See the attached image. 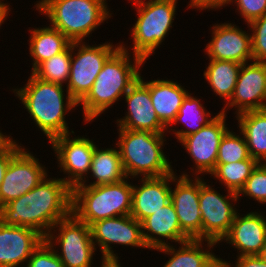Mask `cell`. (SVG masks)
<instances>
[{
	"label": "cell",
	"instance_id": "obj_1",
	"mask_svg": "<svg viewBox=\"0 0 266 267\" xmlns=\"http://www.w3.org/2000/svg\"><path fill=\"white\" fill-rule=\"evenodd\" d=\"M72 213V189L61 178L45 177L36 187L0 208L5 225L26 226L44 237Z\"/></svg>",
	"mask_w": 266,
	"mask_h": 267
},
{
	"label": "cell",
	"instance_id": "obj_2",
	"mask_svg": "<svg viewBox=\"0 0 266 267\" xmlns=\"http://www.w3.org/2000/svg\"><path fill=\"white\" fill-rule=\"evenodd\" d=\"M121 43L103 64L88 94L78 103V106L82 105L86 123L93 122L119 101L139 79L140 67L145 64V61L133 54L132 58L129 53L131 50L125 47L124 42Z\"/></svg>",
	"mask_w": 266,
	"mask_h": 267
},
{
	"label": "cell",
	"instance_id": "obj_3",
	"mask_svg": "<svg viewBox=\"0 0 266 267\" xmlns=\"http://www.w3.org/2000/svg\"><path fill=\"white\" fill-rule=\"evenodd\" d=\"M63 88V85L40 80L31 73L24 87L13 89L14 95L21 100L31 119L49 142L57 136L74 133L73 130H68L65 115L74 110L78 103Z\"/></svg>",
	"mask_w": 266,
	"mask_h": 267
},
{
	"label": "cell",
	"instance_id": "obj_4",
	"mask_svg": "<svg viewBox=\"0 0 266 267\" xmlns=\"http://www.w3.org/2000/svg\"><path fill=\"white\" fill-rule=\"evenodd\" d=\"M117 130L119 138L116 146L128 178L160 177L174 172L163 151L166 134L120 127Z\"/></svg>",
	"mask_w": 266,
	"mask_h": 267
},
{
	"label": "cell",
	"instance_id": "obj_5",
	"mask_svg": "<svg viewBox=\"0 0 266 267\" xmlns=\"http://www.w3.org/2000/svg\"><path fill=\"white\" fill-rule=\"evenodd\" d=\"M106 0H39L35 4L52 27L71 42H83L101 23L112 17Z\"/></svg>",
	"mask_w": 266,
	"mask_h": 267
},
{
	"label": "cell",
	"instance_id": "obj_6",
	"mask_svg": "<svg viewBox=\"0 0 266 267\" xmlns=\"http://www.w3.org/2000/svg\"><path fill=\"white\" fill-rule=\"evenodd\" d=\"M128 179L98 186H75L72 189V213L88 226L102 219L130 215L132 184Z\"/></svg>",
	"mask_w": 266,
	"mask_h": 267
},
{
	"label": "cell",
	"instance_id": "obj_7",
	"mask_svg": "<svg viewBox=\"0 0 266 267\" xmlns=\"http://www.w3.org/2000/svg\"><path fill=\"white\" fill-rule=\"evenodd\" d=\"M129 1V0H128ZM138 18L131 29L133 55L148 60L165 40L177 12V0H130ZM145 1V2H144Z\"/></svg>",
	"mask_w": 266,
	"mask_h": 267
},
{
	"label": "cell",
	"instance_id": "obj_8",
	"mask_svg": "<svg viewBox=\"0 0 266 267\" xmlns=\"http://www.w3.org/2000/svg\"><path fill=\"white\" fill-rule=\"evenodd\" d=\"M52 230L55 234L59 230L58 234L54 235ZM45 240L53 248H56V244L61 248L62 252L54 250L64 267H91L93 264V255L97 249L92 241L90 226L73 213L59 220L45 236Z\"/></svg>",
	"mask_w": 266,
	"mask_h": 267
},
{
	"label": "cell",
	"instance_id": "obj_9",
	"mask_svg": "<svg viewBox=\"0 0 266 267\" xmlns=\"http://www.w3.org/2000/svg\"><path fill=\"white\" fill-rule=\"evenodd\" d=\"M119 47L120 44L115 46L110 42L96 46L85 41L72 42L70 76L66 87L76 103L88 94L103 64Z\"/></svg>",
	"mask_w": 266,
	"mask_h": 267
},
{
	"label": "cell",
	"instance_id": "obj_10",
	"mask_svg": "<svg viewBox=\"0 0 266 267\" xmlns=\"http://www.w3.org/2000/svg\"><path fill=\"white\" fill-rule=\"evenodd\" d=\"M227 194L221 195L199 176L202 240H210L219 244L229 233L238 212L233 202L237 203L239 196L238 193L230 190H227Z\"/></svg>",
	"mask_w": 266,
	"mask_h": 267
},
{
	"label": "cell",
	"instance_id": "obj_11",
	"mask_svg": "<svg viewBox=\"0 0 266 267\" xmlns=\"http://www.w3.org/2000/svg\"><path fill=\"white\" fill-rule=\"evenodd\" d=\"M92 241L102 253L104 263H119V256L114 253L113 244L148 248L142 235V224L131 215L102 219L90 225ZM112 244V245H111Z\"/></svg>",
	"mask_w": 266,
	"mask_h": 267
},
{
	"label": "cell",
	"instance_id": "obj_12",
	"mask_svg": "<svg viewBox=\"0 0 266 267\" xmlns=\"http://www.w3.org/2000/svg\"><path fill=\"white\" fill-rule=\"evenodd\" d=\"M226 117V113L218 112L199 131L179 141L195 163L193 166L196 167L191 169L194 176L207 175L215 169L220 141L229 130L225 122Z\"/></svg>",
	"mask_w": 266,
	"mask_h": 267
},
{
	"label": "cell",
	"instance_id": "obj_13",
	"mask_svg": "<svg viewBox=\"0 0 266 267\" xmlns=\"http://www.w3.org/2000/svg\"><path fill=\"white\" fill-rule=\"evenodd\" d=\"M71 133L57 136L50 141L59 167L68 177L61 178L71 189L88 182L91 160L95 147L93 140L81 136L70 139ZM87 179H86V177ZM87 180V181H86Z\"/></svg>",
	"mask_w": 266,
	"mask_h": 267
},
{
	"label": "cell",
	"instance_id": "obj_14",
	"mask_svg": "<svg viewBox=\"0 0 266 267\" xmlns=\"http://www.w3.org/2000/svg\"><path fill=\"white\" fill-rule=\"evenodd\" d=\"M42 165L25 147L11 158L0 186V208L26 194L48 177Z\"/></svg>",
	"mask_w": 266,
	"mask_h": 267
},
{
	"label": "cell",
	"instance_id": "obj_15",
	"mask_svg": "<svg viewBox=\"0 0 266 267\" xmlns=\"http://www.w3.org/2000/svg\"><path fill=\"white\" fill-rule=\"evenodd\" d=\"M226 108H235L236 115L266 109V63L253 61L241 65L233 96L221 112L228 111Z\"/></svg>",
	"mask_w": 266,
	"mask_h": 267
},
{
	"label": "cell",
	"instance_id": "obj_16",
	"mask_svg": "<svg viewBox=\"0 0 266 267\" xmlns=\"http://www.w3.org/2000/svg\"><path fill=\"white\" fill-rule=\"evenodd\" d=\"M123 98H125L128 110L123 118L117 119L118 127L129 130L150 131L156 134L170 133L156 114L149 88L144 83L141 74Z\"/></svg>",
	"mask_w": 266,
	"mask_h": 267
},
{
	"label": "cell",
	"instance_id": "obj_17",
	"mask_svg": "<svg viewBox=\"0 0 266 267\" xmlns=\"http://www.w3.org/2000/svg\"><path fill=\"white\" fill-rule=\"evenodd\" d=\"M212 39L205 47L209 59L245 64L253 61L251 34L232 23L214 24Z\"/></svg>",
	"mask_w": 266,
	"mask_h": 267
},
{
	"label": "cell",
	"instance_id": "obj_18",
	"mask_svg": "<svg viewBox=\"0 0 266 267\" xmlns=\"http://www.w3.org/2000/svg\"><path fill=\"white\" fill-rule=\"evenodd\" d=\"M188 173L176 175L174 190L171 188V202L174 205L181 230L190 239L202 240V220L199 209V177ZM194 179V180H193Z\"/></svg>",
	"mask_w": 266,
	"mask_h": 267
},
{
	"label": "cell",
	"instance_id": "obj_19",
	"mask_svg": "<svg viewBox=\"0 0 266 267\" xmlns=\"http://www.w3.org/2000/svg\"><path fill=\"white\" fill-rule=\"evenodd\" d=\"M44 239L33 228L0 221V267H21Z\"/></svg>",
	"mask_w": 266,
	"mask_h": 267
},
{
	"label": "cell",
	"instance_id": "obj_20",
	"mask_svg": "<svg viewBox=\"0 0 266 267\" xmlns=\"http://www.w3.org/2000/svg\"><path fill=\"white\" fill-rule=\"evenodd\" d=\"M176 172L160 177L141 178L139 186L132 183L131 216L138 222L171 201L170 183L176 182ZM170 182V183H169Z\"/></svg>",
	"mask_w": 266,
	"mask_h": 267
},
{
	"label": "cell",
	"instance_id": "obj_21",
	"mask_svg": "<svg viewBox=\"0 0 266 267\" xmlns=\"http://www.w3.org/2000/svg\"><path fill=\"white\" fill-rule=\"evenodd\" d=\"M223 240L237 248L238 256L259 255L266 240V216L256 211L244 216L237 212Z\"/></svg>",
	"mask_w": 266,
	"mask_h": 267
},
{
	"label": "cell",
	"instance_id": "obj_22",
	"mask_svg": "<svg viewBox=\"0 0 266 267\" xmlns=\"http://www.w3.org/2000/svg\"><path fill=\"white\" fill-rule=\"evenodd\" d=\"M141 224L144 242L148 249L151 250L170 245L168 240L178 244L190 240L180 228L178 217L171 201L146 217Z\"/></svg>",
	"mask_w": 266,
	"mask_h": 267
},
{
	"label": "cell",
	"instance_id": "obj_23",
	"mask_svg": "<svg viewBox=\"0 0 266 267\" xmlns=\"http://www.w3.org/2000/svg\"><path fill=\"white\" fill-rule=\"evenodd\" d=\"M144 83L149 88L151 101L159 120L170 130L189 92L177 81L157 79Z\"/></svg>",
	"mask_w": 266,
	"mask_h": 267
},
{
	"label": "cell",
	"instance_id": "obj_24",
	"mask_svg": "<svg viewBox=\"0 0 266 267\" xmlns=\"http://www.w3.org/2000/svg\"><path fill=\"white\" fill-rule=\"evenodd\" d=\"M203 241L207 243L206 249L202 246ZM216 244L218 243L210 240L190 239L180 243L178 249L170 244L154 250L170 255L163 267H211L219 259L210 252Z\"/></svg>",
	"mask_w": 266,
	"mask_h": 267
},
{
	"label": "cell",
	"instance_id": "obj_25",
	"mask_svg": "<svg viewBox=\"0 0 266 267\" xmlns=\"http://www.w3.org/2000/svg\"><path fill=\"white\" fill-rule=\"evenodd\" d=\"M251 158L258 163L266 161V109L242 112L235 116Z\"/></svg>",
	"mask_w": 266,
	"mask_h": 267
},
{
	"label": "cell",
	"instance_id": "obj_26",
	"mask_svg": "<svg viewBox=\"0 0 266 267\" xmlns=\"http://www.w3.org/2000/svg\"><path fill=\"white\" fill-rule=\"evenodd\" d=\"M99 146H96L92 155L91 160V168H90V176L95 179L94 182H90L89 184L81 183L79 185L86 186H98L104 184H113L118 183L124 179H127L125 174L122 160L120 157V152L118 147L115 149L106 148L99 149Z\"/></svg>",
	"mask_w": 266,
	"mask_h": 267
},
{
	"label": "cell",
	"instance_id": "obj_27",
	"mask_svg": "<svg viewBox=\"0 0 266 267\" xmlns=\"http://www.w3.org/2000/svg\"><path fill=\"white\" fill-rule=\"evenodd\" d=\"M29 54L32 60L31 72L42 62L63 52L71 41L52 26L29 30Z\"/></svg>",
	"mask_w": 266,
	"mask_h": 267
},
{
	"label": "cell",
	"instance_id": "obj_28",
	"mask_svg": "<svg viewBox=\"0 0 266 267\" xmlns=\"http://www.w3.org/2000/svg\"><path fill=\"white\" fill-rule=\"evenodd\" d=\"M241 65L233 61L209 59L208 67L203 73L210 89L224 98L226 104L233 96Z\"/></svg>",
	"mask_w": 266,
	"mask_h": 267
},
{
	"label": "cell",
	"instance_id": "obj_29",
	"mask_svg": "<svg viewBox=\"0 0 266 267\" xmlns=\"http://www.w3.org/2000/svg\"><path fill=\"white\" fill-rule=\"evenodd\" d=\"M214 118L211 117L210 112L206 111L203 104H201L200 98L192 96L189 93L186 98L183 100V103L179 109V112L176 115L173 124H177L180 122L184 123L188 128L186 129H172L170 131L174 132V138L178 140V142L185 136L191 135L199 131L206 123ZM191 128V129H190Z\"/></svg>",
	"mask_w": 266,
	"mask_h": 267
},
{
	"label": "cell",
	"instance_id": "obj_30",
	"mask_svg": "<svg viewBox=\"0 0 266 267\" xmlns=\"http://www.w3.org/2000/svg\"><path fill=\"white\" fill-rule=\"evenodd\" d=\"M257 164L258 162L251 157L235 163L216 164L209 175L223 183L227 190L239 193Z\"/></svg>",
	"mask_w": 266,
	"mask_h": 267
},
{
	"label": "cell",
	"instance_id": "obj_31",
	"mask_svg": "<svg viewBox=\"0 0 266 267\" xmlns=\"http://www.w3.org/2000/svg\"><path fill=\"white\" fill-rule=\"evenodd\" d=\"M72 42L61 53L40 63L31 73L40 80L63 85L70 76Z\"/></svg>",
	"mask_w": 266,
	"mask_h": 267
},
{
	"label": "cell",
	"instance_id": "obj_32",
	"mask_svg": "<svg viewBox=\"0 0 266 267\" xmlns=\"http://www.w3.org/2000/svg\"><path fill=\"white\" fill-rule=\"evenodd\" d=\"M239 133L238 135L229 129L222 137L216 164L235 163L250 157L246 140L243 134Z\"/></svg>",
	"mask_w": 266,
	"mask_h": 267
},
{
	"label": "cell",
	"instance_id": "obj_33",
	"mask_svg": "<svg viewBox=\"0 0 266 267\" xmlns=\"http://www.w3.org/2000/svg\"><path fill=\"white\" fill-rule=\"evenodd\" d=\"M240 195L253 198L260 204H266V165L264 163H258L252 170L244 187L238 193L239 198Z\"/></svg>",
	"mask_w": 266,
	"mask_h": 267
},
{
	"label": "cell",
	"instance_id": "obj_34",
	"mask_svg": "<svg viewBox=\"0 0 266 267\" xmlns=\"http://www.w3.org/2000/svg\"><path fill=\"white\" fill-rule=\"evenodd\" d=\"M251 30L252 58L255 62L266 63V15L248 24Z\"/></svg>",
	"mask_w": 266,
	"mask_h": 267
},
{
	"label": "cell",
	"instance_id": "obj_35",
	"mask_svg": "<svg viewBox=\"0 0 266 267\" xmlns=\"http://www.w3.org/2000/svg\"><path fill=\"white\" fill-rule=\"evenodd\" d=\"M25 267H64L54 248L44 239L33 251Z\"/></svg>",
	"mask_w": 266,
	"mask_h": 267
},
{
	"label": "cell",
	"instance_id": "obj_36",
	"mask_svg": "<svg viewBox=\"0 0 266 267\" xmlns=\"http://www.w3.org/2000/svg\"><path fill=\"white\" fill-rule=\"evenodd\" d=\"M235 3L247 25L255 19L266 15V0H229L228 4Z\"/></svg>",
	"mask_w": 266,
	"mask_h": 267
},
{
	"label": "cell",
	"instance_id": "obj_37",
	"mask_svg": "<svg viewBox=\"0 0 266 267\" xmlns=\"http://www.w3.org/2000/svg\"><path fill=\"white\" fill-rule=\"evenodd\" d=\"M14 139H12L1 151H0V186L2 184L5 172L10 163L11 158L22 148L21 143L18 145Z\"/></svg>",
	"mask_w": 266,
	"mask_h": 267
},
{
	"label": "cell",
	"instance_id": "obj_38",
	"mask_svg": "<svg viewBox=\"0 0 266 267\" xmlns=\"http://www.w3.org/2000/svg\"><path fill=\"white\" fill-rule=\"evenodd\" d=\"M229 0H190L188 8H194L197 10H213L219 9L227 5ZM226 4V5H225Z\"/></svg>",
	"mask_w": 266,
	"mask_h": 267
},
{
	"label": "cell",
	"instance_id": "obj_39",
	"mask_svg": "<svg viewBox=\"0 0 266 267\" xmlns=\"http://www.w3.org/2000/svg\"><path fill=\"white\" fill-rule=\"evenodd\" d=\"M235 267H266V262L261 259L259 255H246V256H237Z\"/></svg>",
	"mask_w": 266,
	"mask_h": 267
},
{
	"label": "cell",
	"instance_id": "obj_40",
	"mask_svg": "<svg viewBox=\"0 0 266 267\" xmlns=\"http://www.w3.org/2000/svg\"><path fill=\"white\" fill-rule=\"evenodd\" d=\"M3 0H0V27L2 24H4V20L8 17L10 10V7L7 3H4Z\"/></svg>",
	"mask_w": 266,
	"mask_h": 267
},
{
	"label": "cell",
	"instance_id": "obj_41",
	"mask_svg": "<svg viewBox=\"0 0 266 267\" xmlns=\"http://www.w3.org/2000/svg\"><path fill=\"white\" fill-rule=\"evenodd\" d=\"M12 136L4 135L0 130V151L12 140Z\"/></svg>",
	"mask_w": 266,
	"mask_h": 267
},
{
	"label": "cell",
	"instance_id": "obj_42",
	"mask_svg": "<svg viewBox=\"0 0 266 267\" xmlns=\"http://www.w3.org/2000/svg\"><path fill=\"white\" fill-rule=\"evenodd\" d=\"M211 267H232L230 261H225L219 257V259Z\"/></svg>",
	"mask_w": 266,
	"mask_h": 267
},
{
	"label": "cell",
	"instance_id": "obj_43",
	"mask_svg": "<svg viewBox=\"0 0 266 267\" xmlns=\"http://www.w3.org/2000/svg\"><path fill=\"white\" fill-rule=\"evenodd\" d=\"M259 256L261 257V259H262L263 261L266 262V240H265V242H264V245H263V247H262V251H261V253L259 254Z\"/></svg>",
	"mask_w": 266,
	"mask_h": 267
},
{
	"label": "cell",
	"instance_id": "obj_44",
	"mask_svg": "<svg viewBox=\"0 0 266 267\" xmlns=\"http://www.w3.org/2000/svg\"><path fill=\"white\" fill-rule=\"evenodd\" d=\"M101 267H115V263H104V262H102Z\"/></svg>",
	"mask_w": 266,
	"mask_h": 267
},
{
	"label": "cell",
	"instance_id": "obj_45",
	"mask_svg": "<svg viewBox=\"0 0 266 267\" xmlns=\"http://www.w3.org/2000/svg\"><path fill=\"white\" fill-rule=\"evenodd\" d=\"M115 267H122L120 263H115Z\"/></svg>",
	"mask_w": 266,
	"mask_h": 267
}]
</instances>
